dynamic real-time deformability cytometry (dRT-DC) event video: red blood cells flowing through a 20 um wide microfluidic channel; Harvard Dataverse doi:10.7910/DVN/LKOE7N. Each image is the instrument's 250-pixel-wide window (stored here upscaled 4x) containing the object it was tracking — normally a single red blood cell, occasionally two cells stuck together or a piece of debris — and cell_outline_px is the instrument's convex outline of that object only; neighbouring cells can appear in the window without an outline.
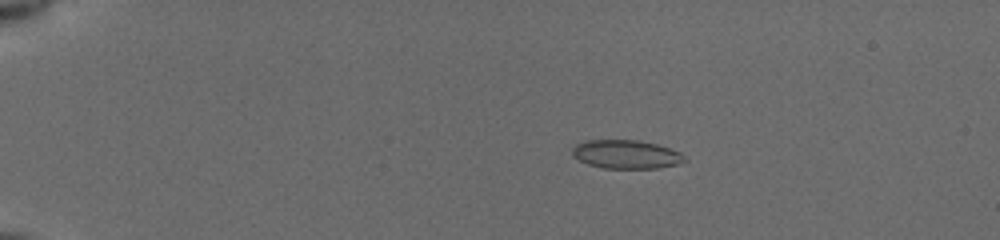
{"species": "common noctule bat (a hibernating species)", "species_latin": "Nyctalus noctula", "temperature_condition": "cold", "stored_images_in_passage": 55, "camera_frame_rate_fps": 3000, "um_per_image_px": 0.085, "animal": {"sex": "female", "body_mass_g": 19.5, "forearm_length_mm": 54.1}, "frame": {"image": 1, "passage_image": 12, "time_ms": 3.667, "image_size_px": [1000, 240], "cell_outline_px": [[688, 160], [676, 164], [656, 168], [604, 168], [588, 164], [572, 156], [572, 148], [576, 144], [584, 140], [640, 140], [656, 144], [680, 152]], "centroid_in_image_um": [53.2, 13.11], "position_along_channel_um": 31.8, "area_um2": 18.67}}
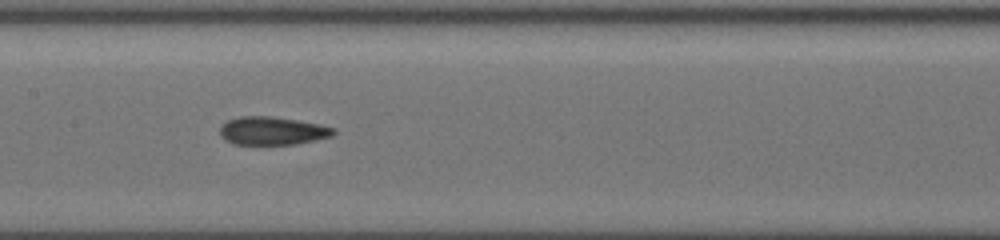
{"frame": {"image": 2, "passage_image": 30, "time_ms": 9.667, "image_size_px": [1000, 240], "cell_outline_px": [[336, 132], [332, 136], [292, 144], [232, 144], [224, 140], [220, 136], [220, 128], [228, 120], [240, 116], [272, 116], [320, 124], [336, 128]], "centroid_in_image_um": [23.13, 11.11], "position_along_channel_um": 184.3, "area_um2": 18.55}}
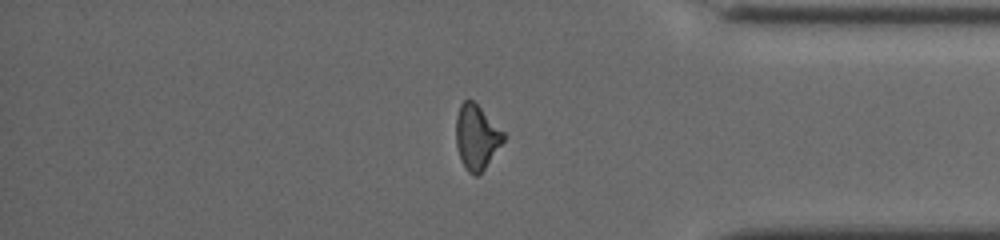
{"frame": {"image": 3, "passage_image": 47, "time_ms": 15.333, "image_size_px": [1000, 240], "cell_outline_px": [[504, 140], [484, 168], [476, 176], [472, 176], [468, 172], [460, 156], [456, 144], [456, 116], [460, 104], [464, 100], [472, 100], [504, 132]], "centroid_in_image_um": [40.49, 11.64], "position_along_channel_um": 394.7, "area_um2": 17.4}, "authors_computed_cell_mechanics": {"area_um2": 18.496, "velocity_mm_per_s": 3.9457, "shape_relaxation_time_tau1_ms": 5.9073, "shape_relaxation_time_tau2_ms": 2.3452, "deformation_change_tau1": 0.1675, "deformation_change_tau2": 0.096}}